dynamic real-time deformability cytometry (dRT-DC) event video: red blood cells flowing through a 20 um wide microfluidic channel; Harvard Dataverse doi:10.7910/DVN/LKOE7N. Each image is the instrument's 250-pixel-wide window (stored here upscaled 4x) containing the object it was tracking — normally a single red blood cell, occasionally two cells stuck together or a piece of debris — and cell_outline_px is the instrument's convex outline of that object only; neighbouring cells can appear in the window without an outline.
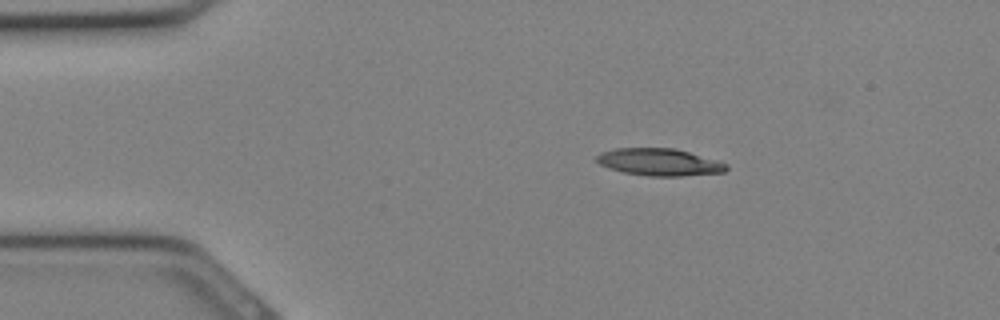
{"species": "Egyptian fruit bat (a non-hibernating species)", "species_latin": "Rousettus aegyptiacus", "temperature_condition": "cold", "stored_images_in_passage": 27, "camera_frame_rate_fps": 3000, "um_per_image_px": 0.085, "animal": {"sex": "female"}, "frame": {"image": 1, "passage_image": 1, "time_ms": 0.0, "image_size_px": [1000, 320], "cell_outline_px": [[728, 168], [724, 172], [680, 176], [648, 176], [624, 172], [600, 164], [596, 160], [596, 156], [600, 152], [616, 148], [676, 148], [716, 160], [728, 164]], "centroid_in_image_um": [56.05, 13.77], "position_along_channel_um": 28.9, "area_um2": 20.4}}
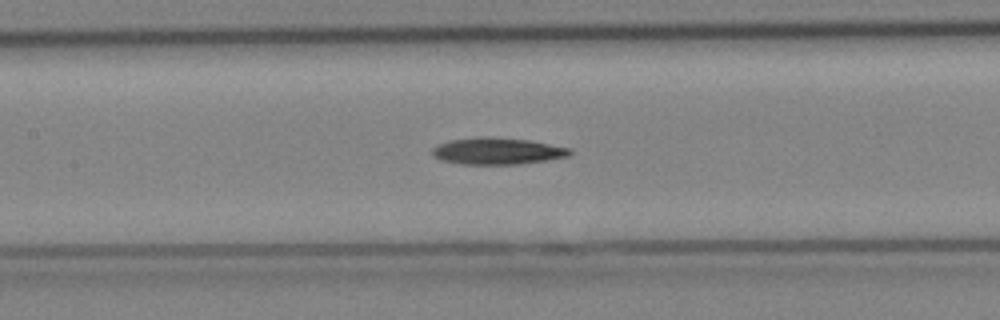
{"frame": {"image": 2, "passage_image": 10, "time_ms": 3.0, "image_size_px": [1000, 320], "cell_outline_px": [[572, 152], [568, 156], [548, 160], [520, 164], [460, 164], [440, 160], [432, 156], [432, 148], [436, 144], [448, 140], [480, 136], [492, 136], [528, 140], [572, 148]], "centroid_in_image_um": [42.23, 12.83], "position_along_channel_um": 165.2, "area_um2": 21.79}}
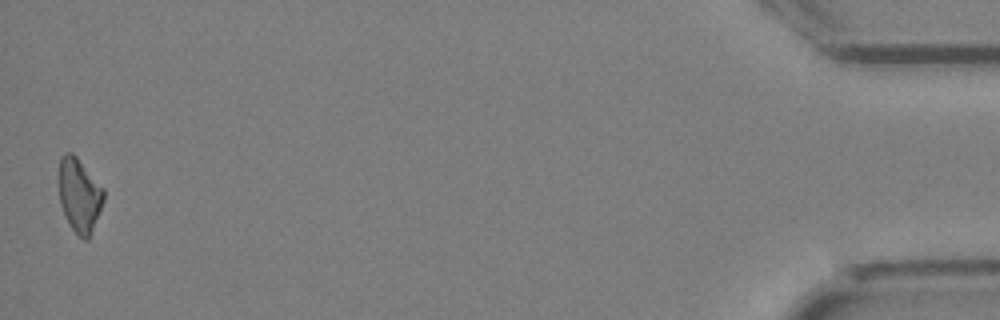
{"frame": {"image": 3, "passage_image": 27, "time_ms": 8.667, "image_size_px": [1000, 320], "cell_outline_px": [[104, 200], [100, 212], [88, 240], [84, 240], [72, 228], [60, 204], [60, 156], [68, 152], [72, 152], [76, 156], [104, 188]], "centroid_in_image_um": [6.78, 16.58], "position_along_channel_um": 428.4, "area_um2": 18.96}}